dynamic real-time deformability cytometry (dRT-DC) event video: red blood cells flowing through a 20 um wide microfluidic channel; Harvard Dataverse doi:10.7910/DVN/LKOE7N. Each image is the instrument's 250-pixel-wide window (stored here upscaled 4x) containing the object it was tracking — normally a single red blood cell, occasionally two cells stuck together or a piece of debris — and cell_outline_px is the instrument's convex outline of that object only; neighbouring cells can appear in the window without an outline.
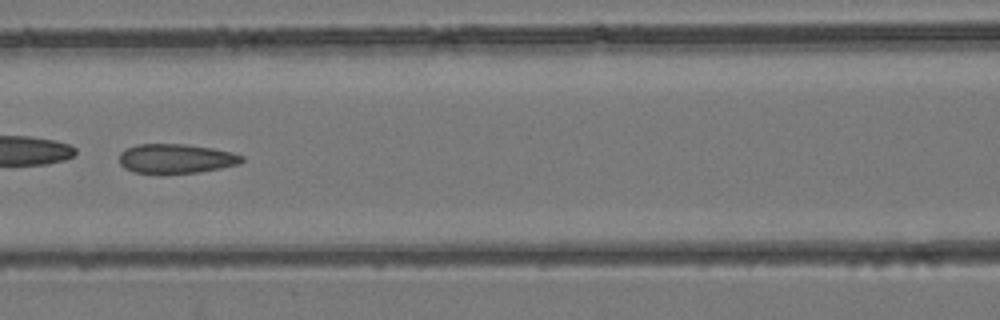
{"species": "common noctule bat (a hibernating species)", "species_latin": "Nyctalus noctula", "temperature_condition": "room temperature", "stored_images_in_passage": 38, "camera_frame_rate_fps": 3000, "um_per_image_px": 0.085, "animal": {"sex": "female", "body_mass_g": 24.6, "forearm_length_mm": 56.2}, "frame": {"image": 1, "passage_image": 17, "time_ms": 5.333, "image_size_px": [1000, 320], "cell_outline_px": [[244, 160], [240, 164], [200, 172], [160, 176], [132, 172], [124, 168], [120, 164], [120, 152], [124, 148], [136, 144], [184, 144], [212, 148], [232, 152], [244, 156]], "centroid_in_image_um": [14.91, 13.52], "position_along_channel_um": 151.7, "area_um2": 21.85}}
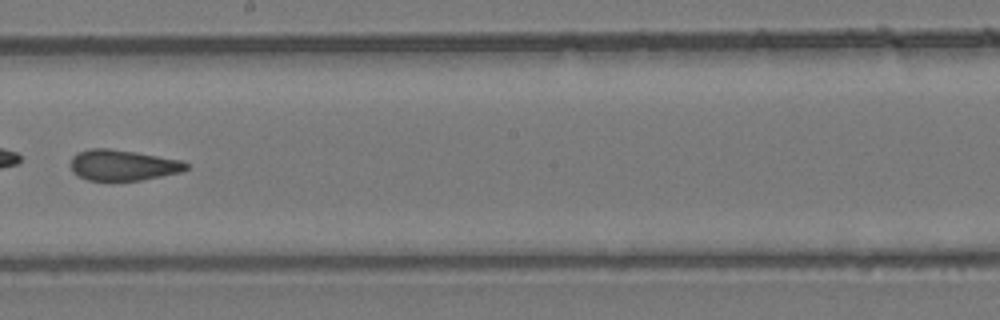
{"frame": {"image": 2, "passage_image": 22, "time_ms": 7.0, "image_size_px": [1000, 320], "cell_outline_px": [[188, 168], [180, 172], [140, 180], [88, 180], [72, 172], [72, 156], [76, 152], [92, 148], [108, 148], [136, 152], [184, 160], [188, 164]], "centroid_in_image_um": [10.46, 14.02], "position_along_channel_um": 237.7, "area_um2": 20.63}}